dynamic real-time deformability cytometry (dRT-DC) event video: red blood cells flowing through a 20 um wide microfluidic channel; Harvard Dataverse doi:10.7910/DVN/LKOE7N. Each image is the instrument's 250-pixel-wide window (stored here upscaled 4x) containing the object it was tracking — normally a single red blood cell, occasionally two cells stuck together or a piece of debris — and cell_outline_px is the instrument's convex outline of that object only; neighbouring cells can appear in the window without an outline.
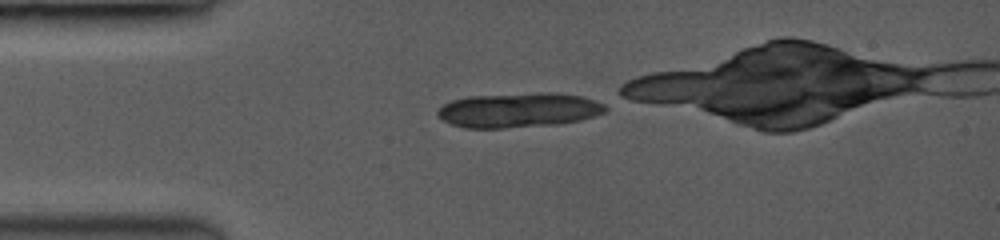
{"species": "common noctule bat (a hibernating species)", "species_latin": "Nyctalus noctula", "temperature_condition": "room temperature", "stored_images_in_passage": 6, "camera_frame_rate_fps": 3500, "um_per_image_px": 0.085, "animal": {"sex": "female", "body_mass_g": 19.0, "forearm_length_mm": 53.3}, "frame": {"image": 1, "passage_image": 1, "time_ms": 0.0, "image_size_px": [1000, 240], "cell_outline_px": [[608, 112], [596, 116], [580, 120], [560, 124], [504, 128], [464, 128], [452, 124], [444, 120], [436, 112], [444, 104], [452, 100], [472, 96], [580, 96], [596, 100], [604, 104], [608, 108]], "centroid_in_image_um": [44.1, 9.43], "position_along_channel_um": 40.9, "area_um2": 32.31}}